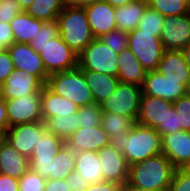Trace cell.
Wrapping results in <instances>:
<instances>
[{
	"instance_id": "obj_32",
	"label": "cell",
	"mask_w": 190,
	"mask_h": 191,
	"mask_svg": "<svg viewBox=\"0 0 190 191\" xmlns=\"http://www.w3.org/2000/svg\"><path fill=\"white\" fill-rule=\"evenodd\" d=\"M135 123L132 118L108 112H103L100 121V125L110 136V140L120 133H128Z\"/></svg>"
},
{
	"instance_id": "obj_26",
	"label": "cell",
	"mask_w": 190,
	"mask_h": 191,
	"mask_svg": "<svg viewBox=\"0 0 190 191\" xmlns=\"http://www.w3.org/2000/svg\"><path fill=\"white\" fill-rule=\"evenodd\" d=\"M97 152L86 150L75 152V171L90 184L104 181Z\"/></svg>"
},
{
	"instance_id": "obj_46",
	"label": "cell",
	"mask_w": 190,
	"mask_h": 191,
	"mask_svg": "<svg viewBox=\"0 0 190 191\" xmlns=\"http://www.w3.org/2000/svg\"><path fill=\"white\" fill-rule=\"evenodd\" d=\"M0 191H19V180L0 174Z\"/></svg>"
},
{
	"instance_id": "obj_16",
	"label": "cell",
	"mask_w": 190,
	"mask_h": 191,
	"mask_svg": "<svg viewBox=\"0 0 190 191\" xmlns=\"http://www.w3.org/2000/svg\"><path fill=\"white\" fill-rule=\"evenodd\" d=\"M104 181L124 184L128 180L129 166L122 152L111 143L97 151Z\"/></svg>"
},
{
	"instance_id": "obj_24",
	"label": "cell",
	"mask_w": 190,
	"mask_h": 191,
	"mask_svg": "<svg viewBox=\"0 0 190 191\" xmlns=\"http://www.w3.org/2000/svg\"><path fill=\"white\" fill-rule=\"evenodd\" d=\"M119 69L117 78L119 82L142 86L146 70L140 64L133 52L126 48L119 53Z\"/></svg>"
},
{
	"instance_id": "obj_1",
	"label": "cell",
	"mask_w": 190,
	"mask_h": 191,
	"mask_svg": "<svg viewBox=\"0 0 190 191\" xmlns=\"http://www.w3.org/2000/svg\"><path fill=\"white\" fill-rule=\"evenodd\" d=\"M111 144L125 157L128 166L162 153L161 136L156 129L135 123L128 133H120Z\"/></svg>"
},
{
	"instance_id": "obj_44",
	"label": "cell",
	"mask_w": 190,
	"mask_h": 191,
	"mask_svg": "<svg viewBox=\"0 0 190 191\" xmlns=\"http://www.w3.org/2000/svg\"><path fill=\"white\" fill-rule=\"evenodd\" d=\"M66 181L69 183L70 191H85L90 185V183L76 171L71 172L66 178Z\"/></svg>"
},
{
	"instance_id": "obj_13",
	"label": "cell",
	"mask_w": 190,
	"mask_h": 191,
	"mask_svg": "<svg viewBox=\"0 0 190 191\" xmlns=\"http://www.w3.org/2000/svg\"><path fill=\"white\" fill-rule=\"evenodd\" d=\"M7 50L16 69L24 70L37 76L44 84L47 83L49 75L44 68L42 59L29 44L14 42Z\"/></svg>"
},
{
	"instance_id": "obj_5",
	"label": "cell",
	"mask_w": 190,
	"mask_h": 191,
	"mask_svg": "<svg viewBox=\"0 0 190 191\" xmlns=\"http://www.w3.org/2000/svg\"><path fill=\"white\" fill-rule=\"evenodd\" d=\"M119 54L111 51L100 38H95L78 57V66L84 71L116 76L119 69Z\"/></svg>"
},
{
	"instance_id": "obj_45",
	"label": "cell",
	"mask_w": 190,
	"mask_h": 191,
	"mask_svg": "<svg viewBox=\"0 0 190 191\" xmlns=\"http://www.w3.org/2000/svg\"><path fill=\"white\" fill-rule=\"evenodd\" d=\"M0 43L7 48L14 43V34L9 23L0 22Z\"/></svg>"
},
{
	"instance_id": "obj_56",
	"label": "cell",
	"mask_w": 190,
	"mask_h": 191,
	"mask_svg": "<svg viewBox=\"0 0 190 191\" xmlns=\"http://www.w3.org/2000/svg\"><path fill=\"white\" fill-rule=\"evenodd\" d=\"M5 141V132L3 130H0V146Z\"/></svg>"
},
{
	"instance_id": "obj_20",
	"label": "cell",
	"mask_w": 190,
	"mask_h": 191,
	"mask_svg": "<svg viewBox=\"0 0 190 191\" xmlns=\"http://www.w3.org/2000/svg\"><path fill=\"white\" fill-rule=\"evenodd\" d=\"M162 154L178 169L190 158V131L169 133L161 138Z\"/></svg>"
},
{
	"instance_id": "obj_10",
	"label": "cell",
	"mask_w": 190,
	"mask_h": 191,
	"mask_svg": "<svg viewBox=\"0 0 190 191\" xmlns=\"http://www.w3.org/2000/svg\"><path fill=\"white\" fill-rule=\"evenodd\" d=\"M47 131L43 121L17 124L8 127L5 140L19 153L30 158L39 143V138Z\"/></svg>"
},
{
	"instance_id": "obj_57",
	"label": "cell",
	"mask_w": 190,
	"mask_h": 191,
	"mask_svg": "<svg viewBox=\"0 0 190 191\" xmlns=\"http://www.w3.org/2000/svg\"><path fill=\"white\" fill-rule=\"evenodd\" d=\"M185 95H187L188 97H190V81H189L188 84L186 85Z\"/></svg>"
},
{
	"instance_id": "obj_6",
	"label": "cell",
	"mask_w": 190,
	"mask_h": 191,
	"mask_svg": "<svg viewBox=\"0 0 190 191\" xmlns=\"http://www.w3.org/2000/svg\"><path fill=\"white\" fill-rule=\"evenodd\" d=\"M128 48L146 72L157 70L165 51L159 37L153 36L152 33L140 32L138 28L128 32Z\"/></svg>"
},
{
	"instance_id": "obj_29",
	"label": "cell",
	"mask_w": 190,
	"mask_h": 191,
	"mask_svg": "<svg viewBox=\"0 0 190 191\" xmlns=\"http://www.w3.org/2000/svg\"><path fill=\"white\" fill-rule=\"evenodd\" d=\"M46 129L64 141L80 128L78 123V111L71 115H56L43 120Z\"/></svg>"
},
{
	"instance_id": "obj_48",
	"label": "cell",
	"mask_w": 190,
	"mask_h": 191,
	"mask_svg": "<svg viewBox=\"0 0 190 191\" xmlns=\"http://www.w3.org/2000/svg\"><path fill=\"white\" fill-rule=\"evenodd\" d=\"M69 188V183L66 181V179H46L44 191H70Z\"/></svg>"
},
{
	"instance_id": "obj_15",
	"label": "cell",
	"mask_w": 190,
	"mask_h": 191,
	"mask_svg": "<svg viewBox=\"0 0 190 191\" xmlns=\"http://www.w3.org/2000/svg\"><path fill=\"white\" fill-rule=\"evenodd\" d=\"M173 108V102L142 94L136 123L157 129L164 125L168 113Z\"/></svg>"
},
{
	"instance_id": "obj_41",
	"label": "cell",
	"mask_w": 190,
	"mask_h": 191,
	"mask_svg": "<svg viewBox=\"0 0 190 191\" xmlns=\"http://www.w3.org/2000/svg\"><path fill=\"white\" fill-rule=\"evenodd\" d=\"M156 130L161 138L166 134L182 131L178 120V114L174 108L168 113L164 125H160Z\"/></svg>"
},
{
	"instance_id": "obj_37",
	"label": "cell",
	"mask_w": 190,
	"mask_h": 191,
	"mask_svg": "<svg viewBox=\"0 0 190 191\" xmlns=\"http://www.w3.org/2000/svg\"><path fill=\"white\" fill-rule=\"evenodd\" d=\"M100 39L105 46L118 54L122 50L128 48V32L120 29H115L109 34L102 36Z\"/></svg>"
},
{
	"instance_id": "obj_36",
	"label": "cell",
	"mask_w": 190,
	"mask_h": 191,
	"mask_svg": "<svg viewBox=\"0 0 190 191\" xmlns=\"http://www.w3.org/2000/svg\"><path fill=\"white\" fill-rule=\"evenodd\" d=\"M59 35V24L57 20L44 22L41 26V30L36 34V37L30 41L29 45L36 52V46H43Z\"/></svg>"
},
{
	"instance_id": "obj_12",
	"label": "cell",
	"mask_w": 190,
	"mask_h": 191,
	"mask_svg": "<svg viewBox=\"0 0 190 191\" xmlns=\"http://www.w3.org/2000/svg\"><path fill=\"white\" fill-rule=\"evenodd\" d=\"M160 40L165 50H182L190 43V13L166 16Z\"/></svg>"
},
{
	"instance_id": "obj_49",
	"label": "cell",
	"mask_w": 190,
	"mask_h": 191,
	"mask_svg": "<svg viewBox=\"0 0 190 191\" xmlns=\"http://www.w3.org/2000/svg\"><path fill=\"white\" fill-rule=\"evenodd\" d=\"M8 129V118L4 99H0V130L6 132Z\"/></svg>"
},
{
	"instance_id": "obj_55",
	"label": "cell",
	"mask_w": 190,
	"mask_h": 191,
	"mask_svg": "<svg viewBox=\"0 0 190 191\" xmlns=\"http://www.w3.org/2000/svg\"><path fill=\"white\" fill-rule=\"evenodd\" d=\"M17 1L21 4L23 10L26 11L34 0H17Z\"/></svg>"
},
{
	"instance_id": "obj_38",
	"label": "cell",
	"mask_w": 190,
	"mask_h": 191,
	"mask_svg": "<svg viewBox=\"0 0 190 191\" xmlns=\"http://www.w3.org/2000/svg\"><path fill=\"white\" fill-rule=\"evenodd\" d=\"M19 191H44L46 179L28 169L19 179Z\"/></svg>"
},
{
	"instance_id": "obj_9",
	"label": "cell",
	"mask_w": 190,
	"mask_h": 191,
	"mask_svg": "<svg viewBox=\"0 0 190 191\" xmlns=\"http://www.w3.org/2000/svg\"><path fill=\"white\" fill-rule=\"evenodd\" d=\"M8 127L43 121L41 93L33 92L22 98L6 99Z\"/></svg>"
},
{
	"instance_id": "obj_11",
	"label": "cell",
	"mask_w": 190,
	"mask_h": 191,
	"mask_svg": "<svg viewBox=\"0 0 190 191\" xmlns=\"http://www.w3.org/2000/svg\"><path fill=\"white\" fill-rule=\"evenodd\" d=\"M65 141L48 130L39 138V143L29 158V169L41 177L50 179L52 160L63 147Z\"/></svg>"
},
{
	"instance_id": "obj_2",
	"label": "cell",
	"mask_w": 190,
	"mask_h": 191,
	"mask_svg": "<svg viewBox=\"0 0 190 191\" xmlns=\"http://www.w3.org/2000/svg\"><path fill=\"white\" fill-rule=\"evenodd\" d=\"M175 167L164 154L129 166L128 182L151 191H169Z\"/></svg>"
},
{
	"instance_id": "obj_50",
	"label": "cell",
	"mask_w": 190,
	"mask_h": 191,
	"mask_svg": "<svg viewBox=\"0 0 190 191\" xmlns=\"http://www.w3.org/2000/svg\"><path fill=\"white\" fill-rule=\"evenodd\" d=\"M102 0H65V4L69 7H79L84 8L94 2H98Z\"/></svg>"
},
{
	"instance_id": "obj_34",
	"label": "cell",
	"mask_w": 190,
	"mask_h": 191,
	"mask_svg": "<svg viewBox=\"0 0 190 191\" xmlns=\"http://www.w3.org/2000/svg\"><path fill=\"white\" fill-rule=\"evenodd\" d=\"M164 17L156 10L149 6L139 20L137 28L140 32L152 33L153 36L159 37L163 28Z\"/></svg>"
},
{
	"instance_id": "obj_33",
	"label": "cell",
	"mask_w": 190,
	"mask_h": 191,
	"mask_svg": "<svg viewBox=\"0 0 190 191\" xmlns=\"http://www.w3.org/2000/svg\"><path fill=\"white\" fill-rule=\"evenodd\" d=\"M148 6L163 17L190 13L189 0H152Z\"/></svg>"
},
{
	"instance_id": "obj_22",
	"label": "cell",
	"mask_w": 190,
	"mask_h": 191,
	"mask_svg": "<svg viewBox=\"0 0 190 191\" xmlns=\"http://www.w3.org/2000/svg\"><path fill=\"white\" fill-rule=\"evenodd\" d=\"M28 161L6 140L0 146V174L19 179L29 169Z\"/></svg>"
},
{
	"instance_id": "obj_3",
	"label": "cell",
	"mask_w": 190,
	"mask_h": 191,
	"mask_svg": "<svg viewBox=\"0 0 190 191\" xmlns=\"http://www.w3.org/2000/svg\"><path fill=\"white\" fill-rule=\"evenodd\" d=\"M57 22L60 37L77 55L95 39L84 8L66 5L57 16Z\"/></svg>"
},
{
	"instance_id": "obj_23",
	"label": "cell",
	"mask_w": 190,
	"mask_h": 191,
	"mask_svg": "<svg viewBox=\"0 0 190 191\" xmlns=\"http://www.w3.org/2000/svg\"><path fill=\"white\" fill-rule=\"evenodd\" d=\"M40 93L43 120L56 115H71L78 111V106L75 103L56 94L46 84Z\"/></svg>"
},
{
	"instance_id": "obj_59",
	"label": "cell",
	"mask_w": 190,
	"mask_h": 191,
	"mask_svg": "<svg viewBox=\"0 0 190 191\" xmlns=\"http://www.w3.org/2000/svg\"><path fill=\"white\" fill-rule=\"evenodd\" d=\"M0 99H3V89H2V84H0Z\"/></svg>"
},
{
	"instance_id": "obj_18",
	"label": "cell",
	"mask_w": 190,
	"mask_h": 191,
	"mask_svg": "<svg viewBox=\"0 0 190 191\" xmlns=\"http://www.w3.org/2000/svg\"><path fill=\"white\" fill-rule=\"evenodd\" d=\"M110 143V136L101 125L80 127L65 141L74 152L86 150L97 152Z\"/></svg>"
},
{
	"instance_id": "obj_39",
	"label": "cell",
	"mask_w": 190,
	"mask_h": 191,
	"mask_svg": "<svg viewBox=\"0 0 190 191\" xmlns=\"http://www.w3.org/2000/svg\"><path fill=\"white\" fill-rule=\"evenodd\" d=\"M173 106L178 114L181 130L190 131V97L181 96L173 102Z\"/></svg>"
},
{
	"instance_id": "obj_42",
	"label": "cell",
	"mask_w": 190,
	"mask_h": 191,
	"mask_svg": "<svg viewBox=\"0 0 190 191\" xmlns=\"http://www.w3.org/2000/svg\"><path fill=\"white\" fill-rule=\"evenodd\" d=\"M169 191H190V175H186L179 169H175Z\"/></svg>"
},
{
	"instance_id": "obj_51",
	"label": "cell",
	"mask_w": 190,
	"mask_h": 191,
	"mask_svg": "<svg viewBox=\"0 0 190 191\" xmlns=\"http://www.w3.org/2000/svg\"><path fill=\"white\" fill-rule=\"evenodd\" d=\"M120 191H151V190L142 189V188L135 186V185H133L127 181L124 184H121Z\"/></svg>"
},
{
	"instance_id": "obj_19",
	"label": "cell",
	"mask_w": 190,
	"mask_h": 191,
	"mask_svg": "<svg viewBox=\"0 0 190 191\" xmlns=\"http://www.w3.org/2000/svg\"><path fill=\"white\" fill-rule=\"evenodd\" d=\"M44 85L37 76L15 68L2 84L3 99L22 98L33 92H41Z\"/></svg>"
},
{
	"instance_id": "obj_52",
	"label": "cell",
	"mask_w": 190,
	"mask_h": 191,
	"mask_svg": "<svg viewBox=\"0 0 190 191\" xmlns=\"http://www.w3.org/2000/svg\"><path fill=\"white\" fill-rule=\"evenodd\" d=\"M105 2H108L112 7H119L124 6L130 2H133L135 0H103Z\"/></svg>"
},
{
	"instance_id": "obj_4",
	"label": "cell",
	"mask_w": 190,
	"mask_h": 191,
	"mask_svg": "<svg viewBox=\"0 0 190 191\" xmlns=\"http://www.w3.org/2000/svg\"><path fill=\"white\" fill-rule=\"evenodd\" d=\"M46 85L56 94L75 103L78 108L94 103L90 88L79 66L48 76Z\"/></svg>"
},
{
	"instance_id": "obj_47",
	"label": "cell",
	"mask_w": 190,
	"mask_h": 191,
	"mask_svg": "<svg viewBox=\"0 0 190 191\" xmlns=\"http://www.w3.org/2000/svg\"><path fill=\"white\" fill-rule=\"evenodd\" d=\"M120 189V184L103 181L101 183L90 184L85 191H120Z\"/></svg>"
},
{
	"instance_id": "obj_8",
	"label": "cell",
	"mask_w": 190,
	"mask_h": 191,
	"mask_svg": "<svg viewBox=\"0 0 190 191\" xmlns=\"http://www.w3.org/2000/svg\"><path fill=\"white\" fill-rule=\"evenodd\" d=\"M141 95V86L119 82L113 94L100 107L103 112L120 114L136 122Z\"/></svg>"
},
{
	"instance_id": "obj_27",
	"label": "cell",
	"mask_w": 190,
	"mask_h": 191,
	"mask_svg": "<svg viewBox=\"0 0 190 191\" xmlns=\"http://www.w3.org/2000/svg\"><path fill=\"white\" fill-rule=\"evenodd\" d=\"M44 22L33 18L25 11L16 15L9 23L13 30L14 42L29 44L41 30Z\"/></svg>"
},
{
	"instance_id": "obj_30",
	"label": "cell",
	"mask_w": 190,
	"mask_h": 191,
	"mask_svg": "<svg viewBox=\"0 0 190 191\" xmlns=\"http://www.w3.org/2000/svg\"><path fill=\"white\" fill-rule=\"evenodd\" d=\"M65 6V0H34L25 12L35 19L50 22L57 20Z\"/></svg>"
},
{
	"instance_id": "obj_14",
	"label": "cell",
	"mask_w": 190,
	"mask_h": 191,
	"mask_svg": "<svg viewBox=\"0 0 190 191\" xmlns=\"http://www.w3.org/2000/svg\"><path fill=\"white\" fill-rule=\"evenodd\" d=\"M142 88V94L158 97L170 102H174L185 95L186 86L181 85L180 81L166 79L155 71L146 72Z\"/></svg>"
},
{
	"instance_id": "obj_58",
	"label": "cell",
	"mask_w": 190,
	"mask_h": 191,
	"mask_svg": "<svg viewBox=\"0 0 190 191\" xmlns=\"http://www.w3.org/2000/svg\"><path fill=\"white\" fill-rule=\"evenodd\" d=\"M5 50H7V47L0 43V53L4 52Z\"/></svg>"
},
{
	"instance_id": "obj_35",
	"label": "cell",
	"mask_w": 190,
	"mask_h": 191,
	"mask_svg": "<svg viewBox=\"0 0 190 191\" xmlns=\"http://www.w3.org/2000/svg\"><path fill=\"white\" fill-rule=\"evenodd\" d=\"M103 111L100 105L92 103L78 108V123L80 127H96L100 125Z\"/></svg>"
},
{
	"instance_id": "obj_54",
	"label": "cell",
	"mask_w": 190,
	"mask_h": 191,
	"mask_svg": "<svg viewBox=\"0 0 190 191\" xmlns=\"http://www.w3.org/2000/svg\"><path fill=\"white\" fill-rule=\"evenodd\" d=\"M186 175H190V158L184 162L179 168Z\"/></svg>"
},
{
	"instance_id": "obj_40",
	"label": "cell",
	"mask_w": 190,
	"mask_h": 191,
	"mask_svg": "<svg viewBox=\"0 0 190 191\" xmlns=\"http://www.w3.org/2000/svg\"><path fill=\"white\" fill-rule=\"evenodd\" d=\"M24 10L17 0H1L0 2V22L10 23L13 18Z\"/></svg>"
},
{
	"instance_id": "obj_28",
	"label": "cell",
	"mask_w": 190,
	"mask_h": 191,
	"mask_svg": "<svg viewBox=\"0 0 190 191\" xmlns=\"http://www.w3.org/2000/svg\"><path fill=\"white\" fill-rule=\"evenodd\" d=\"M148 7L147 3L141 0H135L124 6L116 7V25L117 29L130 32L137 28L139 20Z\"/></svg>"
},
{
	"instance_id": "obj_43",
	"label": "cell",
	"mask_w": 190,
	"mask_h": 191,
	"mask_svg": "<svg viewBox=\"0 0 190 191\" xmlns=\"http://www.w3.org/2000/svg\"><path fill=\"white\" fill-rule=\"evenodd\" d=\"M15 69L8 50L0 53V84H3L8 75Z\"/></svg>"
},
{
	"instance_id": "obj_60",
	"label": "cell",
	"mask_w": 190,
	"mask_h": 191,
	"mask_svg": "<svg viewBox=\"0 0 190 191\" xmlns=\"http://www.w3.org/2000/svg\"><path fill=\"white\" fill-rule=\"evenodd\" d=\"M141 1L144 2V3L149 4L152 0H141Z\"/></svg>"
},
{
	"instance_id": "obj_25",
	"label": "cell",
	"mask_w": 190,
	"mask_h": 191,
	"mask_svg": "<svg viewBox=\"0 0 190 191\" xmlns=\"http://www.w3.org/2000/svg\"><path fill=\"white\" fill-rule=\"evenodd\" d=\"M84 78L90 88L94 103L98 105L113 94L119 83V79L116 76L94 71H84Z\"/></svg>"
},
{
	"instance_id": "obj_31",
	"label": "cell",
	"mask_w": 190,
	"mask_h": 191,
	"mask_svg": "<svg viewBox=\"0 0 190 191\" xmlns=\"http://www.w3.org/2000/svg\"><path fill=\"white\" fill-rule=\"evenodd\" d=\"M75 171V152L66 144L57 152L52 160L50 179H66Z\"/></svg>"
},
{
	"instance_id": "obj_7",
	"label": "cell",
	"mask_w": 190,
	"mask_h": 191,
	"mask_svg": "<svg viewBox=\"0 0 190 191\" xmlns=\"http://www.w3.org/2000/svg\"><path fill=\"white\" fill-rule=\"evenodd\" d=\"M48 75L78 67L77 55L60 37L51 39L43 46H36Z\"/></svg>"
},
{
	"instance_id": "obj_17",
	"label": "cell",
	"mask_w": 190,
	"mask_h": 191,
	"mask_svg": "<svg viewBox=\"0 0 190 191\" xmlns=\"http://www.w3.org/2000/svg\"><path fill=\"white\" fill-rule=\"evenodd\" d=\"M89 26L95 38L109 34L117 29L116 25V8L112 7L108 2L98 1L84 7Z\"/></svg>"
},
{
	"instance_id": "obj_21",
	"label": "cell",
	"mask_w": 190,
	"mask_h": 191,
	"mask_svg": "<svg viewBox=\"0 0 190 191\" xmlns=\"http://www.w3.org/2000/svg\"><path fill=\"white\" fill-rule=\"evenodd\" d=\"M156 71L168 80L180 81L181 85L190 81V68L181 50H165Z\"/></svg>"
},
{
	"instance_id": "obj_53",
	"label": "cell",
	"mask_w": 190,
	"mask_h": 191,
	"mask_svg": "<svg viewBox=\"0 0 190 191\" xmlns=\"http://www.w3.org/2000/svg\"><path fill=\"white\" fill-rule=\"evenodd\" d=\"M184 54L185 61L190 68V43L181 50Z\"/></svg>"
}]
</instances>
